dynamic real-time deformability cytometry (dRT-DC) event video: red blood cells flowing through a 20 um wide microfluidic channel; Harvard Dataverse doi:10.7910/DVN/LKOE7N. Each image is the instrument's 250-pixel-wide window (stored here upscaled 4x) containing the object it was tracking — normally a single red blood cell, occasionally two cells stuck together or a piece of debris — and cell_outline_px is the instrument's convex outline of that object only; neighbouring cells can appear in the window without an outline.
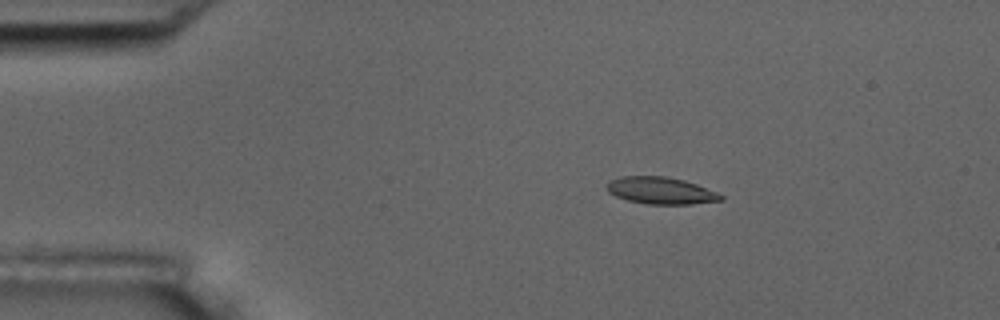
{"species": "common noctule bat (a hibernating species)", "species_latin": "Nyctalus noctula", "temperature_condition": "room temperature", "stored_images_in_passage": 4, "camera_frame_rate_fps": 3000, "um_per_image_px": 0.085, "animal": {"sex": "male", "body_mass_g": 17.5, "forearm_length_mm": 52.3}, "frame": {"image": 1, "passage_image": 1, "time_ms": 0.0, "image_size_px": [1000, 320], "cell_outline_px": [[724, 200], [692, 204], [648, 204], [628, 200], [616, 196], [608, 192], [608, 180], [620, 176], [664, 176], [684, 180], [696, 184], [716, 192], [724, 196]], "centroid_in_image_um": [56.17, 16.2], "position_along_channel_um": 28.8, "area_um2": 17.86}}
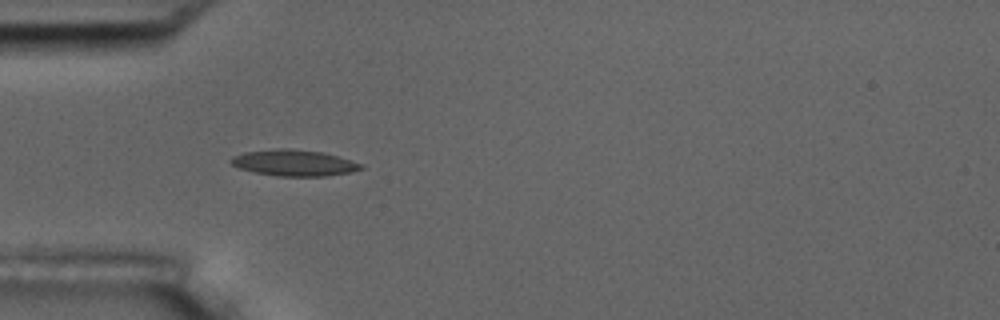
{"frame": {"image": 2, "passage_image": 3, "time_ms": 2.333, "image_size_px": [1000, 320], "cell_outline_px": [[364, 168], [352, 172], [324, 176], [276, 176], [256, 172], [240, 168], [232, 164], [228, 160], [232, 156], [244, 152], [276, 148], [288, 148], [324, 152], [364, 164]], "centroid_in_image_um": [25.01, 13.83], "position_along_channel_um": 60.0, "area_um2": 19.94}}